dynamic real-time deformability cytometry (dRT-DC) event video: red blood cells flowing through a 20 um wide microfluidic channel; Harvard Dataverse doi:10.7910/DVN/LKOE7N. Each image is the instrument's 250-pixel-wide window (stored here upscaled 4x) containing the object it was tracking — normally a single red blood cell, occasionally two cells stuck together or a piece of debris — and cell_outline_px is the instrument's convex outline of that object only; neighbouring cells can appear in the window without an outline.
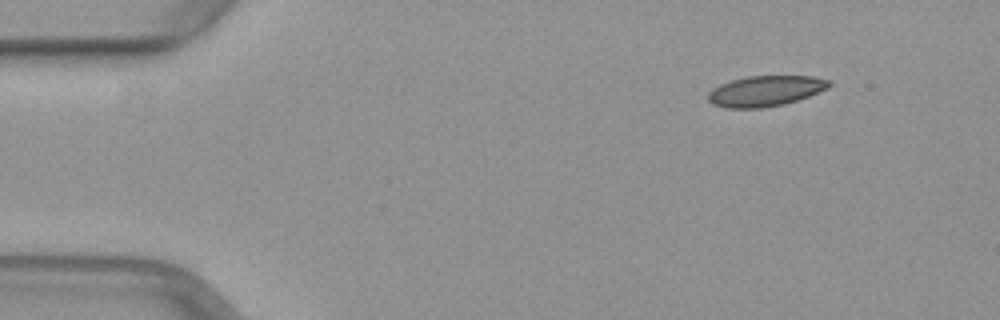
{"species": "common noctule bat (a hibernating species)", "species_latin": "Nyctalus noctula", "temperature_condition": "warm", "stored_images_in_passage": 7, "camera_frame_rate_fps": 3000, "um_per_image_px": 0.085, "animal": {"sex": "female", "body_mass_g": 29.2, "forearm_length_mm": 56.3}, "frame": {"image": 1, "passage_image": 1, "time_ms": 0.0, "image_size_px": [1000, 320], "cell_outline_px": [[832, 84], [828, 88], [808, 96], [784, 104], [760, 108], [724, 108], [712, 104], [708, 100], [708, 92], [712, 88], [720, 84], [732, 80], [748, 76], [812, 76], [832, 80]], "centroid_in_image_um": [65.05, 7.73], "position_along_channel_um": 19.9, "area_um2": 21.62}}